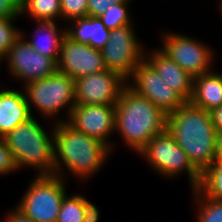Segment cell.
I'll list each match as a JSON object with an SVG mask.
<instances>
[{
  "label": "cell",
  "mask_w": 222,
  "mask_h": 222,
  "mask_svg": "<svg viewBox=\"0 0 222 222\" xmlns=\"http://www.w3.org/2000/svg\"><path fill=\"white\" fill-rule=\"evenodd\" d=\"M53 137L54 175L65 179L68 177L66 174H72L78 182H88L103 169L112 155L110 147L77 131L67 122L54 123Z\"/></svg>",
  "instance_id": "1"
},
{
  "label": "cell",
  "mask_w": 222,
  "mask_h": 222,
  "mask_svg": "<svg viewBox=\"0 0 222 222\" xmlns=\"http://www.w3.org/2000/svg\"><path fill=\"white\" fill-rule=\"evenodd\" d=\"M166 129L201 174L217 160V132L209 111L186 102L167 115Z\"/></svg>",
  "instance_id": "2"
},
{
  "label": "cell",
  "mask_w": 222,
  "mask_h": 222,
  "mask_svg": "<svg viewBox=\"0 0 222 222\" xmlns=\"http://www.w3.org/2000/svg\"><path fill=\"white\" fill-rule=\"evenodd\" d=\"M115 106V134L138 155L155 135L167 127V114L150 100L136 94L127 85Z\"/></svg>",
  "instance_id": "3"
},
{
  "label": "cell",
  "mask_w": 222,
  "mask_h": 222,
  "mask_svg": "<svg viewBox=\"0 0 222 222\" xmlns=\"http://www.w3.org/2000/svg\"><path fill=\"white\" fill-rule=\"evenodd\" d=\"M35 116L3 137L19 171L33 168L38 175H54V123L49 131ZM48 131V132H47Z\"/></svg>",
  "instance_id": "4"
},
{
  "label": "cell",
  "mask_w": 222,
  "mask_h": 222,
  "mask_svg": "<svg viewBox=\"0 0 222 222\" xmlns=\"http://www.w3.org/2000/svg\"><path fill=\"white\" fill-rule=\"evenodd\" d=\"M32 116L34 111L53 123L67 122L75 102V80L65 73L55 71L49 77L34 80L22 86ZM64 110V112L62 111ZM65 113L59 120V114ZM66 117V118H64ZM51 119V120H50ZM50 120V121H49Z\"/></svg>",
  "instance_id": "5"
},
{
  "label": "cell",
  "mask_w": 222,
  "mask_h": 222,
  "mask_svg": "<svg viewBox=\"0 0 222 222\" xmlns=\"http://www.w3.org/2000/svg\"><path fill=\"white\" fill-rule=\"evenodd\" d=\"M138 155L153 169L151 171L158 173L161 178L175 180L178 176L187 174L191 190L198 188L201 182V173L167 129L152 137Z\"/></svg>",
  "instance_id": "6"
},
{
  "label": "cell",
  "mask_w": 222,
  "mask_h": 222,
  "mask_svg": "<svg viewBox=\"0 0 222 222\" xmlns=\"http://www.w3.org/2000/svg\"><path fill=\"white\" fill-rule=\"evenodd\" d=\"M22 198L14 206L35 222H56L63 198L68 194L65 178L56 175L33 176Z\"/></svg>",
  "instance_id": "7"
},
{
  "label": "cell",
  "mask_w": 222,
  "mask_h": 222,
  "mask_svg": "<svg viewBox=\"0 0 222 222\" xmlns=\"http://www.w3.org/2000/svg\"><path fill=\"white\" fill-rule=\"evenodd\" d=\"M161 38L159 49L193 77L214 69L216 51L202 40L167 30L161 32Z\"/></svg>",
  "instance_id": "8"
},
{
  "label": "cell",
  "mask_w": 222,
  "mask_h": 222,
  "mask_svg": "<svg viewBox=\"0 0 222 222\" xmlns=\"http://www.w3.org/2000/svg\"><path fill=\"white\" fill-rule=\"evenodd\" d=\"M137 32L134 25L113 29L101 49L105 68L120 74L126 80L145 59L144 45Z\"/></svg>",
  "instance_id": "9"
},
{
  "label": "cell",
  "mask_w": 222,
  "mask_h": 222,
  "mask_svg": "<svg viewBox=\"0 0 222 222\" xmlns=\"http://www.w3.org/2000/svg\"><path fill=\"white\" fill-rule=\"evenodd\" d=\"M126 85L136 94L150 100L167 115L187 102L177 91L166 84L145 59L126 80Z\"/></svg>",
  "instance_id": "10"
},
{
  "label": "cell",
  "mask_w": 222,
  "mask_h": 222,
  "mask_svg": "<svg viewBox=\"0 0 222 222\" xmlns=\"http://www.w3.org/2000/svg\"><path fill=\"white\" fill-rule=\"evenodd\" d=\"M8 75L24 86L34 80L49 77L57 70V63L50 57L36 52L21 35L10 47L4 58Z\"/></svg>",
  "instance_id": "11"
},
{
  "label": "cell",
  "mask_w": 222,
  "mask_h": 222,
  "mask_svg": "<svg viewBox=\"0 0 222 222\" xmlns=\"http://www.w3.org/2000/svg\"><path fill=\"white\" fill-rule=\"evenodd\" d=\"M67 123L77 131L96 138L111 148L112 153L116 146L111 137L115 132L114 105H75Z\"/></svg>",
  "instance_id": "12"
},
{
  "label": "cell",
  "mask_w": 222,
  "mask_h": 222,
  "mask_svg": "<svg viewBox=\"0 0 222 222\" xmlns=\"http://www.w3.org/2000/svg\"><path fill=\"white\" fill-rule=\"evenodd\" d=\"M126 86L120 74L104 70L75 79L77 105H115Z\"/></svg>",
  "instance_id": "13"
},
{
  "label": "cell",
  "mask_w": 222,
  "mask_h": 222,
  "mask_svg": "<svg viewBox=\"0 0 222 222\" xmlns=\"http://www.w3.org/2000/svg\"><path fill=\"white\" fill-rule=\"evenodd\" d=\"M106 70L101 50L73 41L67 35L62 40L57 71L72 79Z\"/></svg>",
  "instance_id": "14"
},
{
  "label": "cell",
  "mask_w": 222,
  "mask_h": 222,
  "mask_svg": "<svg viewBox=\"0 0 222 222\" xmlns=\"http://www.w3.org/2000/svg\"><path fill=\"white\" fill-rule=\"evenodd\" d=\"M145 49V60L156 70L166 84L179 93L187 102L193 92L194 77L184 71L177 63L170 59L159 47Z\"/></svg>",
  "instance_id": "15"
},
{
  "label": "cell",
  "mask_w": 222,
  "mask_h": 222,
  "mask_svg": "<svg viewBox=\"0 0 222 222\" xmlns=\"http://www.w3.org/2000/svg\"><path fill=\"white\" fill-rule=\"evenodd\" d=\"M0 138L32 116L23 88L0 87Z\"/></svg>",
  "instance_id": "16"
},
{
  "label": "cell",
  "mask_w": 222,
  "mask_h": 222,
  "mask_svg": "<svg viewBox=\"0 0 222 222\" xmlns=\"http://www.w3.org/2000/svg\"><path fill=\"white\" fill-rule=\"evenodd\" d=\"M34 23L36 25L33 27L31 37L24 30H21V35L36 52L52 58L57 63L62 40L66 36V25L64 24L63 28L55 21L44 20H36Z\"/></svg>",
  "instance_id": "17"
},
{
  "label": "cell",
  "mask_w": 222,
  "mask_h": 222,
  "mask_svg": "<svg viewBox=\"0 0 222 222\" xmlns=\"http://www.w3.org/2000/svg\"><path fill=\"white\" fill-rule=\"evenodd\" d=\"M190 104L197 108L211 111L222 105V73L213 69L195 76Z\"/></svg>",
  "instance_id": "18"
},
{
  "label": "cell",
  "mask_w": 222,
  "mask_h": 222,
  "mask_svg": "<svg viewBox=\"0 0 222 222\" xmlns=\"http://www.w3.org/2000/svg\"><path fill=\"white\" fill-rule=\"evenodd\" d=\"M65 25L66 35L69 38L79 43L88 44L94 49L101 50L110 37L111 30L105 27L99 17L76 18Z\"/></svg>",
  "instance_id": "19"
},
{
  "label": "cell",
  "mask_w": 222,
  "mask_h": 222,
  "mask_svg": "<svg viewBox=\"0 0 222 222\" xmlns=\"http://www.w3.org/2000/svg\"><path fill=\"white\" fill-rule=\"evenodd\" d=\"M32 21H61L60 0H21V16Z\"/></svg>",
  "instance_id": "20"
},
{
  "label": "cell",
  "mask_w": 222,
  "mask_h": 222,
  "mask_svg": "<svg viewBox=\"0 0 222 222\" xmlns=\"http://www.w3.org/2000/svg\"><path fill=\"white\" fill-rule=\"evenodd\" d=\"M190 196L197 222H222V200L206 197L198 188Z\"/></svg>",
  "instance_id": "21"
},
{
  "label": "cell",
  "mask_w": 222,
  "mask_h": 222,
  "mask_svg": "<svg viewBox=\"0 0 222 222\" xmlns=\"http://www.w3.org/2000/svg\"><path fill=\"white\" fill-rule=\"evenodd\" d=\"M198 189L212 199L222 200V159L217 158L202 174Z\"/></svg>",
  "instance_id": "22"
},
{
  "label": "cell",
  "mask_w": 222,
  "mask_h": 222,
  "mask_svg": "<svg viewBox=\"0 0 222 222\" xmlns=\"http://www.w3.org/2000/svg\"><path fill=\"white\" fill-rule=\"evenodd\" d=\"M131 2L132 0H123L120 3L111 5L105 13L99 16L107 29L113 30L126 25H136L130 11L129 4Z\"/></svg>",
  "instance_id": "23"
},
{
  "label": "cell",
  "mask_w": 222,
  "mask_h": 222,
  "mask_svg": "<svg viewBox=\"0 0 222 222\" xmlns=\"http://www.w3.org/2000/svg\"><path fill=\"white\" fill-rule=\"evenodd\" d=\"M84 195L67 194L62 201L56 222H83Z\"/></svg>",
  "instance_id": "24"
},
{
  "label": "cell",
  "mask_w": 222,
  "mask_h": 222,
  "mask_svg": "<svg viewBox=\"0 0 222 222\" xmlns=\"http://www.w3.org/2000/svg\"><path fill=\"white\" fill-rule=\"evenodd\" d=\"M22 16L0 18V55L7 56L10 47L21 36V29L16 27L17 21Z\"/></svg>",
  "instance_id": "25"
},
{
  "label": "cell",
  "mask_w": 222,
  "mask_h": 222,
  "mask_svg": "<svg viewBox=\"0 0 222 222\" xmlns=\"http://www.w3.org/2000/svg\"><path fill=\"white\" fill-rule=\"evenodd\" d=\"M61 24L88 16L87 0H60ZM64 20V21H63ZM65 22V23H64Z\"/></svg>",
  "instance_id": "26"
},
{
  "label": "cell",
  "mask_w": 222,
  "mask_h": 222,
  "mask_svg": "<svg viewBox=\"0 0 222 222\" xmlns=\"http://www.w3.org/2000/svg\"><path fill=\"white\" fill-rule=\"evenodd\" d=\"M18 172L12 152L8 148L5 140L0 138V176L14 174Z\"/></svg>",
  "instance_id": "27"
},
{
  "label": "cell",
  "mask_w": 222,
  "mask_h": 222,
  "mask_svg": "<svg viewBox=\"0 0 222 222\" xmlns=\"http://www.w3.org/2000/svg\"><path fill=\"white\" fill-rule=\"evenodd\" d=\"M123 0H87L88 16L99 17L110 8L111 5L122 2Z\"/></svg>",
  "instance_id": "28"
},
{
  "label": "cell",
  "mask_w": 222,
  "mask_h": 222,
  "mask_svg": "<svg viewBox=\"0 0 222 222\" xmlns=\"http://www.w3.org/2000/svg\"><path fill=\"white\" fill-rule=\"evenodd\" d=\"M21 15V0H0V18Z\"/></svg>",
  "instance_id": "29"
},
{
  "label": "cell",
  "mask_w": 222,
  "mask_h": 222,
  "mask_svg": "<svg viewBox=\"0 0 222 222\" xmlns=\"http://www.w3.org/2000/svg\"><path fill=\"white\" fill-rule=\"evenodd\" d=\"M100 210L88 198L84 196V216L83 222H98L100 220Z\"/></svg>",
  "instance_id": "30"
},
{
  "label": "cell",
  "mask_w": 222,
  "mask_h": 222,
  "mask_svg": "<svg viewBox=\"0 0 222 222\" xmlns=\"http://www.w3.org/2000/svg\"><path fill=\"white\" fill-rule=\"evenodd\" d=\"M13 208L8 210L6 217L2 219V222H35L34 220L26 217L19 210H17L14 206Z\"/></svg>",
  "instance_id": "31"
},
{
  "label": "cell",
  "mask_w": 222,
  "mask_h": 222,
  "mask_svg": "<svg viewBox=\"0 0 222 222\" xmlns=\"http://www.w3.org/2000/svg\"><path fill=\"white\" fill-rule=\"evenodd\" d=\"M210 116L216 132H222V105L211 110Z\"/></svg>",
  "instance_id": "32"
},
{
  "label": "cell",
  "mask_w": 222,
  "mask_h": 222,
  "mask_svg": "<svg viewBox=\"0 0 222 222\" xmlns=\"http://www.w3.org/2000/svg\"><path fill=\"white\" fill-rule=\"evenodd\" d=\"M217 151L218 158L222 159V132H217Z\"/></svg>",
  "instance_id": "33"
},
{
  "label": "cell",
  "mask_w": 222,
  "mask_h": 222,
  "mask_svg": "<svg viewBox=\"0 0 222 222\" xmlns=\"http://www.w3.org/2000/svg\"><path fill=\"white\" fill-rule=\"evenodd\" d=\"M217 6H218V11L219 13L222 15V0H219V3H217Z\"/></svg>",
  "instance_id": "34"
},
{
  "label": "cell",
  "mask_w": 222,
  "mask_h": 222,
  "mask_svg": "<svg viewBox=\"0 0 222 222\" xmlns=\"http://www.w3.org/2000/svg\"><path fill=\"white\" fill-rule=\"evenodd\" d=\"M4 62H5L4 57L0 55V69H1V70H2V67H1V66L3 65ZM1 70H0V71H1Z\"/></svg>",
  "instance_id": "35"
}]
</instances>
